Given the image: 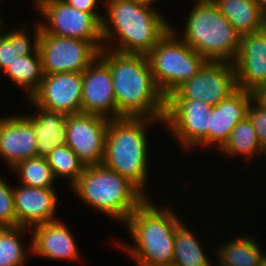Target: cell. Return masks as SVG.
Wrapping results in <instances>:
<instances>
[{"instance_id": "cell-15", "label": "cell", "mask_w": 266, "mask_h": 266, "mask_svg": "<svg viewBox=\"0 0 266 266\" xmlns=\"http://www.w3.org/2000/svg\"><path fill=\"white\" fill-rule=\"evenodd\" d=\"M232 63L237 88L253 91L266 83V27L240 36L238 53Z\"/></svg>"}, {"instance_id": "cell-26", "label": "cell", "mask_w": 266, "mask_h": 266, "mask_svg": "<svg viewBox=\"0 0 266 266\" xmlns=\"http://www.w3.org/2000/svg\"><path fill=\"white\" fill-rule=\"evenodd\" d=\"M200 240L182 223L176 231L173 264L177 266H212Z\"/></svg>"}, {"instance_id": "cell-1", "label": "cell", "mask_w": 266, "mask_h": 266, "mask_svg": "<svg viewBox=\"0 0 266 266\" xmlns=\"http://www.w3.org/2000/svg\"><path fill=\"white\" fill-rule=\"evenodd\" d=\"M98 57L111 72L117 118L164 120L166 98L153 80L146 55L123 54L102 48Z\"/></svg>"}, {"instance_id": "cell-16", "label": "cell", "mask_w": 266, "mask_h": 266, "mask_svg": "<svg viewBox=\"0 0 266 266\" xmlns=\"http://www.w3.org/2000/svg\"><path fill=\"white\" fill-rule=\"evenodd\" d=\"M54 188L13 187L16 226L32 227L55 219L57 194Z\"/></svg>"}, {"instance_id": "cell-11", "label": "cell", "mask_w": 266, "mask_h": 266, "mask_svg": "<svg viewBox=\"0 0 266 266\" xmlns=\"http://www.w3.org/2000/svg\"><path fill=\"white\" fill-rule=\"evenodd\" d=\"M213 109L199 100H165L164 127L186 151L198 146L207 148L208 116Z\"/></svg>"}, {"instance_id": "cell-36", "label": "cell", "mask_w": 266, "mask_h": 266, "mask_svg": "<svg viewBox=\"0 0 266 266\" xmlns=\"http://www.w3.org/2000/svg\"><path fill=\"white\" fill-rule=\"evenodd\" d=\"M2 17L0 16V37L4 34L3 32V28H2V26H3V22H2V19H1Z\"/></svg>"}, {"instance_id": "cell-20", "label": "cell", "mask_w": 266, "mask_h": 266, "mask_svg": "<svg viewBox=\"0 0 266 266\" xmlns=\"http://www.w3.org/2000/svg\"><path fill=\"white\" fill-rule=\"evenodd\" d=\"M30 105L38 109L35 115L21 114L31 125L37 139V156L46 157L56 147L66 144V118L60 112L44 110L36 106L30 99Z\"/></svg>"}, {"instance_id": "cell-22", "label": "cell", "mask_w": 266, "mask_h": 266, "mask_svg": "<svg viewBox=\"0 0 266 266\" xmlns=\"http://www.w3.org/2000/svg\"><path fill=\"white\" fill-rule=\"evenodd\" d=\"M216 246L213 253L218 260L215 262L217 266H260L266 254L250 235L239 236Z\"/></svg>"}, {"instance_id": "cell-19", "label": "cell", "mask_w": 266, "mask_h": 266, "mask_svg": "<svg viewBox=\"0 0 266 266\" xmlns=\"http://www.w3.org/2000/svg\"><path fill=\"white\" fill-rule=\"evenodd\" d=\"M67 227L59 219L32 227L31 254L51 260H77L80 251Z\"/></svg>"}, {"instance_id": "cell-38", "label": "cell", "mask_w": 266, "mask_h": 266, "mask_svg": "<svg viewBox=\"0 0 266 266\" xmlns=\"http://www.w3.org/2000/svg\"><path fill=\"white\" fill-rule=\"evenodd\" d=\"M141 1H143V2H146V3H150V4H152V5H154L153 3H157V0L155 1V0H141Z\"/></svg>"}, {"instance_id": "cell-4", "label": "cell", "mask_w": 266, "mask_h": 266, "mask_svg": "<svg viewBox=\"0 0 266 266\" xmlns=\"http://www.w3.org/2000/svg\"><path fill=\"white\" fill-rule=\"evenodd\" d=\"M159 119L121 117L108 121L102 164L133 183L147 198L148 174L147 132ZM145 190V191H144Z\"/></svg>"}, {"instance_id": "cell-24", "label": "cell", "mask_w": 266, "mask_h": 266, "mask_svg": "<svg viewBox=\"0 0 266 266\" xmlns=\"http://www.w3.org/2000/svg\"><path fill=\"white\" fill-rule=\"evenodd\" d=\"M35 26L34 40L30 39L29 31L25 26L13 31L8 30V32L4 30V34L0 37V72L17 56L31 55L38 49L41 26L39 23Z\"/></svg>"}, {"instance_id": "cell-13", "label": "cell", "mask_w": 266, "mask_h": 266, "mask_svg": "<svg viewBox=\"0 0 266 266\" xmlns=\"http://www.w3.org/2000/svg\"><path fill=\"white\" fill-rule=\"evenodd\" d=\"M30 100L40 108L66 115L81 113L82 72L44 75Z\"/></svg>"}, {"instance_id": "cell-35", "label": "cell", "mask_w": 266, "mask_h": 266, "mask_svg": "<svg viewBox=\"0 0 266 266\" xmlns=\"http://www.w3.org/2000/svg\"><path fill=\"white\" fill-rule=\"evenodd\" d=\"M256 2L260 6L261 12L266 16V0H256Z\"/></svg>"}, {"instance_id": "cell-28", "label": "cell", "mask_w": 266, "mask_h": 266, "mask_svg": "<svg viewBox=\"0 0 266 266\" xmlns=\"http://www.w3.org/2000/svg\"><path fill=\"white\" fill-rule=\"evenodd\" d=\"M30 231L29 228L14 226L0 227V266H23L29 251L23 246L20 235ZM30 252V253H28Z\"/></svg>"}, {"instance_id": "cell-39", "label": "cell", "mask_w": 266, "mask_h": 266, "mask_svg": "<svg viewBox=\"0 0 266 266\" xmlns=\"http://www.w3.org/2000/svg\"><path fill=\"white\" fill-rule=\"evenodd\" d=\"M162 266H177V265H176V264H173V263H171V264L162 265Z\"/></svg>"}, {"instance_id": "cell-21", "label": "cell", "mask_w": 266, "mask_h": 266, "mask_svg": "<svg viewBox=\"0 0 266 266\" xmlns=\"http://www.w3.org/2000/svg\"><path fill=\"white\" fill-rule=\"evenodd\" d=\"M241 36L266 27V16L256 0H212Z\"/></svg>"}, {"instance_id": "cell-12", "label": "cell", "mask_w": 266, "mask_h": 266, "mask_svg": "<svg viewBox=\"0 0 266 266\" xmlns=\"http://www.w3.org/2000/svg\"><path fill=\"white\" fill-rule=\"evenodd\" d=\"M109 119L77 113L67 115L66 145L85 166L102 164Z\"/></svg>"}, {"instance_id": "cell-9", "label": "cell", "mask_w": 266, "mask_h": 266, "mask_svg": "<svg viewBox=\"0 0 266 266\" xmlns=\"http://www.w3.org/2000/svg\"><path fill=\"white\" fill-rule=\"evenodd\" d=\"M38 51L44 75L83 72L100 52L89 41L45 34L42 30L38 40Z\"/></svg>"}, {"instance_id": "cell-31", "label": "cell", "mask_w": 266, "mask_h": 266, "mask_svg": "<svg viewBox=\"0 0 266 266\" xmlns=\"http://www.w3.org/2000/svg\"><path fill=\"white\" fill-rule=\"evenodd\" d=\"M247 116L255 128L261 147L266 151V109L252 99L248 105Z\"/></svg>"}, {"instance_id": "cell-27", "label": "cell", "mask_w": 266, "mask_h": 266, "mask_svg": "<svg viewBox=\"0 0 266 266\" xmlns=\"http://www.w3.org/2000/svg\"><path fill=\"white\" fill-rule=\"evenodd\" d=\"M14 170L19 177V184L36 188H54L56 178L46 157H32L18 162Z\"/></svg>"}, {"instance_id": "cell-32", "label": "cell", "mask_w": 266, "mask_h": 266, "mask_svg": "<svg viewBox=\"0 0 266 266\" xmlns=\"http://www.w3.org/2000/svg\"><path fill=\"white\" fill-rule=\"evenodd\" d=\"M68 5L75 7L78 10L84 11L86 13H91L95 16L101 23L104 16L97 13L98 1L99 0H64Z\"/></svg>"}, {"instance_id": "cell-2", "label": "cell", "mask_w": 266, "mask_h": 266, "mask_svg": "<svg viewBox=\"0 0 266 266\" xmlns=\"http://www.w3.org/2000/svg\"><path fill=\"white\" fill-rule=\"evenodd\" d=\"M102 2L107 7L106 17L102 19L103 48L147 55L171 29L172 24L150 3L141 0Z\"/></svg>"}, {"instance_id": "cell-3", "label": "cell", "mask_w": 266, "mask_h": 266, "mask_svg": "<svg viewBox=\"0 0 266 266\" xmlns=\"http://www.w3.org/2000/svg\"><path fill=\"white\" fill-rule=\"evenodd\" d=\"M174 208L158 207L147 198L124 222L135 242L115 245L128 252L137 266H162L173 263L177 228L183 223ZM177 215V216H176Z\"/></svg>"}, {"instance_id": "cell-5", "label": "cell", "mask_w": 266, "mask_h": 266, "mask_svg": "<svg viewBox=\"0 0 266 266\" xmlns=\"http://www.w3.org/2000/svg\"><path fill=\"white\" fill-rule=\"evenodd\" d=\"M71 189L90 208L120 223L147 199L128 179L103 164L85 166Z\"/></svg>"}, {"instance_id": "cell-23", "label": "cell", "mask_w": 266, "mask_h": 266, "mask_svg": "<svg viewBox=\"0 0 266 266\" xmlns=\"http://www.w3.org/2000/svg\"><path fill=\"white\" fill-rule=\"evenodd\" d=\"M14 84L25 90L27 98L39 89L44 71L38 49L31 55L17 56L2 71ZM27 89V91H26Z\"/></svg>"}, {"instance_id": "cell-30", "label": "cell", "mask_w": 266, "mask_h": 266, "mask_svg": "<svg viewBox=\"0 0 266 266\" xmlns=\"http://www.w3.org/2000/svg\"><path fill=\"white\" fill-rule=\"evenodd\" d=\"M0 177V227L16 226L13 187Z\"/></svg>"}, {"instance_id": "cell-29", "label": "cell", "mask_w": 266, "mask_h": 266, "mask_svg": "<svg viewBox=\"0 0 266 266\" xmlns=\"http://www.w3.org/2000/svg\"><path fill=\"white\" fill-rule=\"evenodd\" d=\"M46 159L56 180L57 177L68 178L70 187L77 181L85 168L78 156L66 144L56 147L46 156Z\"/></svg>"}, {"instance_id": "cell-18", "label": "cell", "mask_w": 266, "mask_h": 266, "mask_svg": "<svg viewBox=\"0 0 266 266\" xmlns=\"http://www.w3.org/2000/svg\"><path fill=\"white\" fill-rule=\"evenodd\" d=\"M37 139L32 125L21 115L0 117V156L9 168L37 156Z\"/></svg>"}, {"instance_id": "cell-6", "label": "cell", "mask_w": 266, "mask_h": 266, "mask_svg": "<svg viewBox=\"0 0 266 266\" xmlns=\"http://www.w3.org/2000/svg\"><path fill=\"white\" fill-rule=\"evenodd\" d=\"M184 24L182 40L207 61L235 59L240 35L212 0H196Z\"/></svg>"}, {"instance_id": "cell-37", "label": "cell", "mask_w": 266, "mask_h": 266, "mask_svg": "<svg viewBox=\"0 0 266 266\" xmlns=\"http://www.w3.org/2000/svg\"><path fill=\"white\" fill-rule=\"evenodd\" d=\"M260 266H266V254L263 257V259L261 260Z\"/></svg>"}, {"instance_id": "cell-14", "label": "cell", "mask_w": 266, "mask_h": 266, "mask_svg": "<svg viewBox=\"0 0 266 266\" xmlns=\"http://www.w3.org/2000/svg\"><path fill=\"white\" fill-rule=\"evenodd\" d=\"M81 113L117 118L111 72L99 57L82 72Z\"/></svg>"}, {"instance_id": "cell-10", "label": "cell", "mask_w": 266, "mask_h": 266, "mask_svg": "<svg viewBox=\"0 0 266 266\" xmlns=\"http://www.w3.org/2000/svg\"><path fill=\"white\" fill-rule=\"evenodd\" d=\"M39 12L47 20L38 21L45 34L89 41L99 51L103 48L102 23L91 13L78 10L65 1L49 3Z\"/></svg>"}, {"instance_id": "cell-8", "label": "cell", "mask_w": 266, "mask_h": 266, "mask_svg": "<svg viewBox=\"0 0 266 266\" xmlns=\"http://www.w3.org/2000/svg\"><path fill=\"white\" fill-rule=\"evenodd\" d=\"M237 89L235 67L229 61H207L166 100H199L215 106Z\"/></svg>"}, {"instance_id": "cell-17", "label": "cell", "mask_w": 266, "mask_h": 266, "mask_svg": "<svg viewBox=\"0 0 266 266\" xmlns=\"http://www.w3.org/2000/svg\"><path fill=\"white\" fill-rule=\"evenodd\" d=\"M252 92L237 88L219 104L213 106L208 116L207 148L216 145L219 151L227 142L234 127L247 116Z\"/></svg>"}, {"instance_id": "cell-34", "label": "cell", "mask_w": 266, "mask_h": 266, "mask_svg": "<svg viewBox=\"0 0 266 266\" xmlns=\"http://www.w3.org/2000/svg\"><path fill=\"white\" fill-rule=\"evenodd\" d=\"M36 6L37 11H39L43 6L56 2V1H64V0H33Z\"/></svg>"}, {"instance_id": "cell-25", "label": "cell", "mask_w": 266, "mask_h": 266, "mask_svg": "<svg viewBox=\"0 0 266 266\" xmlns=\"http://www.w3.org/2000/svg\"><path fill=\"white\" fill-rule=\"evenodd\" d=\"M220 151L228 154L229 157L233 155L245 157L248 161L255 155L266 157V151L261 147L255 128L248 116L234 127Z\"/></svg>"}, {"instance_id": "cell-33", "label": "cell", "mask_w": 266, "mask_h": 266, "mask_svg": "<svg viewBox=\"0 0 266 266\" xmlns=\"http://www.w3.org/2000/svg\"><path fill=\"white\" fill-rule=\"evenodd\" d=\"M252 92L253 100L266 109V83L257 86Z\"/></svg>"}, {"instance_id": "cell-7", "label": "cell", "mask_w": 266, "mask_h": 266, "mask_svg": "<svg viewBox=\"0 0 266 266\" xmlns=\"http://www.w3.org/2000/svg\"><path fill=\"white\" fill-rule=\"evenodd\" d=\"M171 26L167 34L146 55L153 80L166 98L180 85L194 77L207 60L194 51ZM178 38V39H177Z\"/></svg>"}]
</instances>
